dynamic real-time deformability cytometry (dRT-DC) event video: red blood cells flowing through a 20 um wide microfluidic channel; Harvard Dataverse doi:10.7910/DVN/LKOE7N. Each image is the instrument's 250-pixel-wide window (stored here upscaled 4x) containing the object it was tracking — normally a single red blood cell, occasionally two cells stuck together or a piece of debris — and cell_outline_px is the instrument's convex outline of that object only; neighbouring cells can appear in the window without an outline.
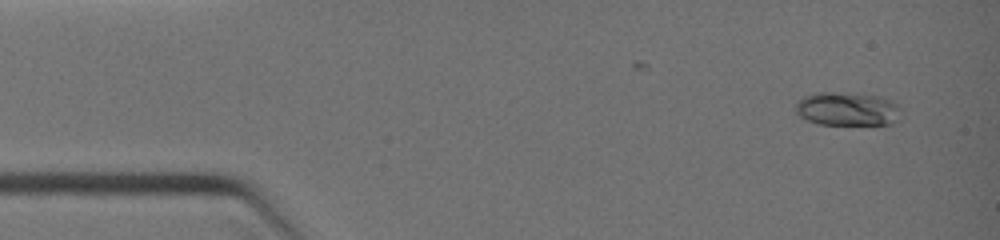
{"species": "common noctule bat (a hibernating species)", "species_latin": "Nyctalus noctula", "temperature_condition": "warm", "stored_images_in_passage": 8, "camera_frame_rate_fps": 3000, "um_per_image_px": 0.085, "animal": {"sex": "female", "body_mass_g": 19.0, "forearm_length_mm": 51.5}, "frame": {"image": 1, "passage_image": 1, "time_ms": 0.0, "image_size_px": [1000, 240], "cell_outline_px": [[900, 120], [892, 124], [820, 124], [808, 120], [800, 116], [796, 112], [796, 104], [804, 96], [816, 92], [836, 92], [880, 96], [892, 100], [900, 104]], "centroid_in_image_um": [72.08, 9.26], "position_along_channel_um": 12.9, "area_um2": 20.75}}
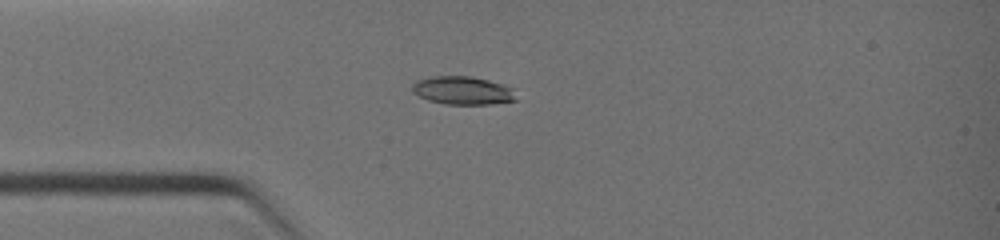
{"frame": {"image": 2, "passage_image": 4, "time_ms": 2.333, "image_size_px": [1000, 240], "cell_outline_px": [[516, 100], [492, 104], [444, 104], [428, 100], [412, 92], [412, 84], [416, 80], [432, 76], [472, 76], [504, 84], [516, 88]], "centroid_in_image_um": [39.37, 7.68], "position_along_channel_um": 45.6, "area_um2": 17.34}}
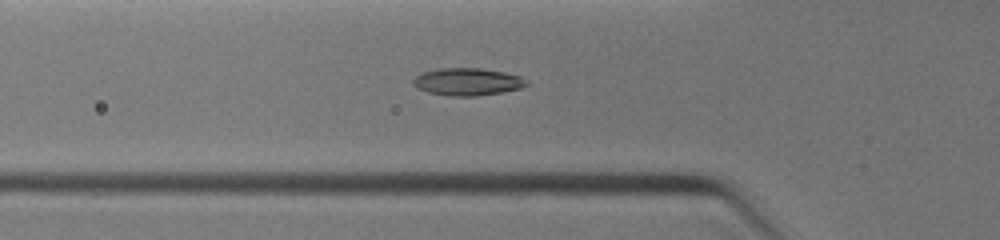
{"frame": {"image": 3, "passage_image": 8, "time_ms": 3.333, "image_size_px": [1000, 240], "cell_outline_px": [[528, 84], [520, 88], [504, 92], [476, 96], [448, 96], [428, 92], [416, 88], [412, 84], [412, 80], [420, 72], [440, 68], [480, 68], [504, 72], [520, 76], [528, 80]], "centroid_in_image_um": [39.71, 6.95], "position_along_channel_um": 86.1, "area_um2": 18.32}}